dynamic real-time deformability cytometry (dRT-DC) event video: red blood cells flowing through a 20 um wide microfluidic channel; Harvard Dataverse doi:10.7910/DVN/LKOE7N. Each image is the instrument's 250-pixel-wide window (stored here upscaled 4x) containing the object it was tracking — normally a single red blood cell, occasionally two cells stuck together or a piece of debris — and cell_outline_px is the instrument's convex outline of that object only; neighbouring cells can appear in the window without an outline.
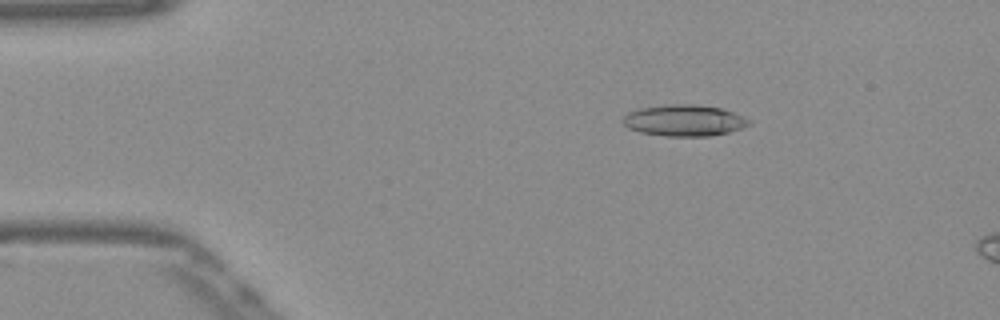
{"species": "Egyptian fruit bat (a non-hibernating species)", "species_latin": "Rousettus aegyptiacus", "temperature_condition": "warm", "stored_images_in_passage": 15, "camera_frame_rate_fps": 3000, "um_per_image_px": 0.085, "frame": {"image": 1, "passage_image": 9, "time_ms": 2.667, "image_size_px": [1000, 320], "cell_outline_px": [[752, 124], [728, 132], [708, 136], [664, 136], [640, 132], [628, 128], [620, 120], [628, 112], [640, 108], [672, 104], [692, 104], [720, 108], [744, 116], [752, 120]], "centroid_in_image_um": [58.15, 10.24], "position_along_channel_um": 26.9, "area_um2": 23.0}}